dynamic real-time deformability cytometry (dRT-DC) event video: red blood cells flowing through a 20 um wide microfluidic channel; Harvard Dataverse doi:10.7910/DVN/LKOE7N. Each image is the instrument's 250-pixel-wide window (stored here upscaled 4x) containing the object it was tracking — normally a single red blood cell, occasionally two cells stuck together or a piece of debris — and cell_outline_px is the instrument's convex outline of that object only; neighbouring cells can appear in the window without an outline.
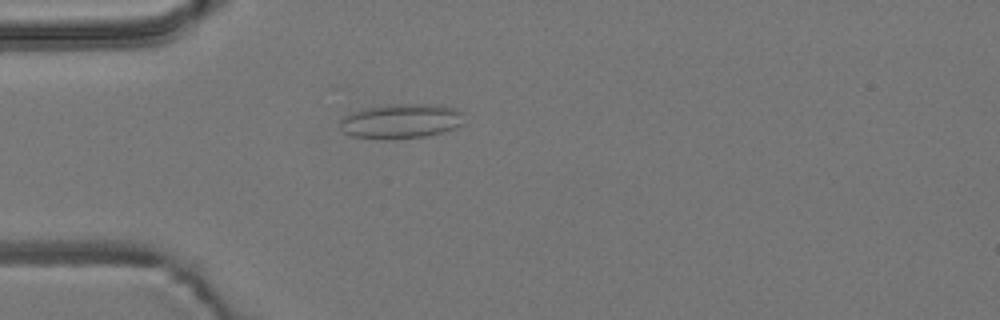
{"species": "common noctule bat (a hibernating species)", "species_latin": "Nyctalus noctula", "temperature_condition": "room temperature", "stored_images_in_passage": 41, "camera_frame_rate_fps": 3000, "um_per_image_px": 0.085, "animal": {"sex": "male", "body_mass_g": 19.2, "forearm_length_mm": 51.8}, "frame": {"image": 1, "passage_image": 2, "time_ms": 0.333, "image_size_px": [1000, 320], "cell_outline_px": [[464, 124], [456, 128], [428, 136], [352, 136], [344, 132], [340, 128], [340, 120], [344, 116], [352, 112], [364, 108], [396, 104], [440, 104], [456, 108], [464, 112]], "centroid_in_image_um": [34.19, 10.24], "position_along_channel_um": 50.8, "area_um2": 24.45}}
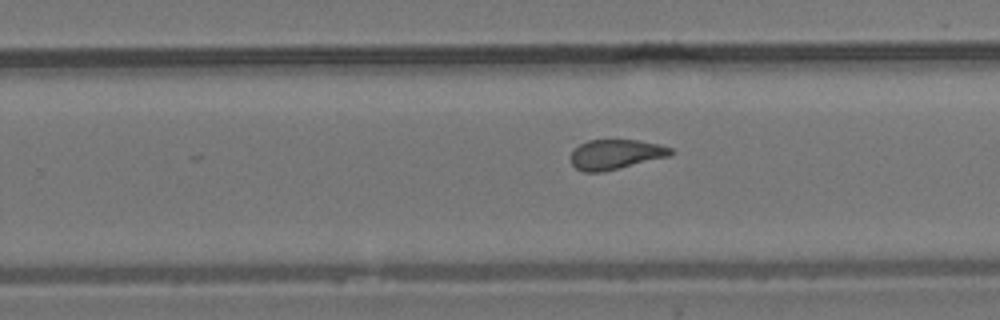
{"frame": {"image": 2, "passage_image": 21, "time_ms": 6.667, "image_size_px": [1000, 320], "cell_outline_px": [[676, 152], [668, 156], [604, 172], [584, 172], [576, 168], [572, 164], [572, 152], [580, 144], [588, 140], [640, 140], [660, 144], [672, 148]], "centroid_in_image_um": [52.36, 13.12], "position_along_channel_um": 277.4, "area_um2": 17.34}}
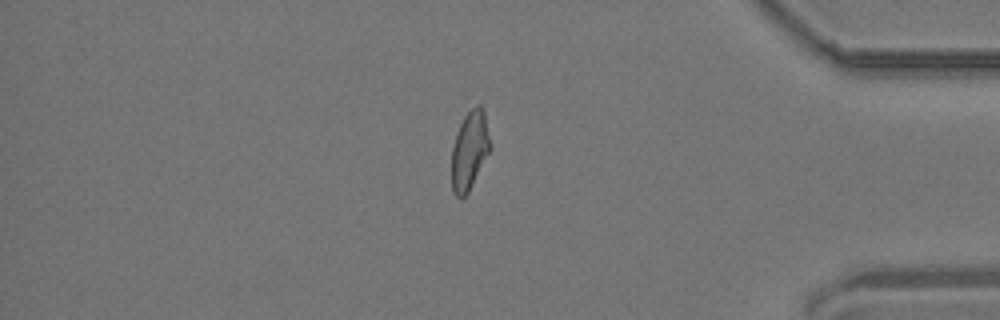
{"frame": {"image": 3, "passage_image": 33, "time_ms": 10.667, "image_size_px": [1000, 320], "cell_outline_px": [[492, 148], [468, 192], [460, 200], [452, 192], [452, 148], [456, 132], [464, 116], [476, 104], [480, 104], [484, 112], [492, 144]], "centroid_in_image_um": [39.93, 12.78], "position_along_channel_um": 395.3, "area_um2": 17.86}}